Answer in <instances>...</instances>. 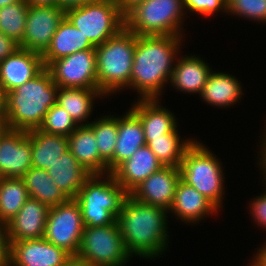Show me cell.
Masks as SVG:
<instances>
[{
  "instance_id": "cell-44",
  "label": "cell",
  "mask_w": 266,
  "mask_h": 266,
  "mask_svg": "<svg viewBox=\"0 0 266 266\" xmlns=\"http://www.w3.org/2000/svg\"><path fill=\"white\" fill-rule=\"evenodd\" d=\"M63 266H94L89 261L83 260L78 256H71Z\"/></svg>"
},
{
  "instance_id": "cell-8",
  "label": "cell",
  "mask_w": 266,
  "mask_h": 266,
  "mask_svg": "<svg viewBox=\"0 0 266 266\" xmlns=\"http://www.w3.org/2000/svg\"><path fill=\"white\" fill-rule=\"evenodd\" d=\"M65 17L94 46L103 44L125 28V17L115 3L89 1L65 11Z\"/></svg>"
},
{
  "instance_id": "cell-7",
  "label": "cell",
  "mask_w": 266,
  "mask_h": 266,
  "mask_svg": "<svg viewBox=\"0 0 266 266\" xmlns=\"http://www.w3.org/2000/svg\"><path fill=\"white\" fill-rule=\"evenodd\" d=\"M186 14L184 0H145L124 15L125 28L135 35L183 36Z\"/></svg>"
},
{
  "instance_id": "cell-47",
  "label": "cell",
  "mask_w": 266,
  "mask_h": 266,
  "mask_svg": "<svg viewBox=\"0 0 266 266\" xmlns=\"http://www.w3.org/2000/svg\"><path fill=\"white\" fill-rule=\"evenodd\" d=\"M91 1H105V2H111V3H115L116 5H119L120 0H91Z\"/></svg>"
},
{
  "instance_id": "cell-35",
  "label": "cell",
  "mask_w": 266,
  "mask_h": 266,
  "mask_svg": "<svg viewBox=\"0 0 266 266\" xmlns=\"http://www.w3.org/2000/svg\"><path fill=\"white\" fill-rule=\"evenodd\" d=\"M226 15L266 23V0H228Z\"/></svg>"
},
{
  "instance_id": "cell-28",
  "label": "cell",
  "mask_w": 266,
  "mask_h": 266,
  "mask_svg": "<svg viewBox=\"0 0 266 266\" xmlns=\"http://www.w3.org/2000/svg\"><path fill=\"white\" fill-rule=\"evenodd\" d=\"M31 136L32 167L47 170L69 150L68 137L49 134L38 129L28 131Z\"/></svg>"
},
{
  "instance_id": "cell-45",
  "label": "cell",
  "mask_w": 266,
  "mask_h": 266,
  "mask_svg": "<svg viewBox=\"0 0 266 266\" xmlns=\"http://www.w3.org/2000/svg\"><path fill=\"white\" fill-rule=\"evenodd\" d=\"M28 5L33 6H53L56 5L57 0H25Z\"/></svg>"
},
{
  "instance_id": "cell-30",
  "label": "cell",
  "mask_w": 266,
  "mask_h": 266,
  "mask_svg": "<svg viewBox=\"0 0 266 266\" xmlns=\"http://www.w3.org/2000/svg\"><path fill=\"white\" fill-rule=\"evenodd\" d=\"M177 127L172 133L163 134L162 137L152 138L146 145L155 154L163 166L180 167L187 148L195 138H180Z\"/></svg>"
},
{
  "instance_id": "cell-46",
  "label": "cell",
  "mask_w": 266,
  "mask_h": 266,
  "mask_svg": "<svg viewBox=\"0 0 266 266\" xmlns=\"http://www.w3.org/2000/svg\"><path fill=\"white\" fill-rule=\"evenodd\" d=\"M24 1L25 0H0V8L9 4L24 2Z\"/></svg>"
},
{
  "instance_id": "cell-6",
  "label": "cell",
  "mask_w": 266,
  "mask_h": 266,
  "mask_svg": "<svg viewBox=\"0 0 266 266\" xmlns=\"http://www.w3.org/2000/svg\"><path fill=\"white\" fill-rule=\"evenodd\" d=\"M196 139L185 151L179 167L181 180L194 187L220 211L225 195V173L221 159Z\"/></svg>"
},
{
  "instance_id": "cell-20",
  "label": "cell",
  "mask_w": 266,
  "mask_h": 266,
  "mask_svg": "<svg viewBox=\"0 0 266 266\" xmlns=\"http://www.w3.org/2000/svg\"><path fill=\"white\" fill-rule=\"evenodd\" d=\"M211 72L212 66L199 55L179 54L169 86L172 85L177 92L200 96Z\"/></svg>"
},
{
  "instance_id": "cell-19",
  "label": "cell",
  "mask_w": 266,
  "mask_h": 266,
  "mask_svg": "<svg viewBox=\"0 0 266 266\" xmlns=\"http://www.w3.org/2000/svg\"><path fill=\"white\" fill-rule=\"evenodd\" d=\"M160 100V101H159ZM161 98L134 100L129 107L141 120L146 144L152 138L172 133L178 126V119L171 110L161 103ZM178 125V126H177Z\"/></svg>"
},
{
  "instance_id": "cell-50",
  "label": "cell",
  "mask_w": 266,
  "mask_h": 266,
  "mask_svg": "<svg viewBox=\"0 0 266 266\" xmlns=\"http://www.w3.org/2000/svg\"><path fill=\"white\" fill-rule=\"evenodd\" d=\"M251 263V264H250ZM247 266H255L252 262H249Z\"/></svg>"
},
{
  "instance_id": "cell-48",
  "label": "cell",
  "mask_w": 266,
  "mask_h": 266,
  "mask_svg": "<svg viewBox=\"0 0 266 266\" xmlns=\"http://www.w3.org/2000/svg\"><path fill=\"white\" fill-rule=\"evenodd\" d=\"M0 266H7V261H5L1 256H0Z\"/></svg>"
},
{
  "instance_id": "cell-36",
  "label": "cell",
  "mask_w": 266,
  "mask_h": 266,
  "mask_svg": "<svg viewBox=\"0 0 266 266\" xmlns=\"http://www.w3.org/2000/svg\"><path fill=\"white\" fill-rule=\"evenodd\" d=\"M227 7L228 0H184L186 13L190 12V15L196 13L204 18L217 15L218 12L226 15Z\"/></svg>"
},
{
  "instance_id": "cell-31",
  "label": "cell",
  "mask_w": 266,
  "mask_h": 266,
  "mask_svg": "<svg viewBox=\"0 0 266 266\" xmlns=\"http://www.w3.org/2000/svg\"><path fill=\"white\" fill-rule=\"evenodd\" d=\"M93 120L88 126L94 132L100 157L107 163V174L112 173L113 154L118 134V116L108 114Z\"/></svg>"
},
{
  "instance_id": "cell-17",
  "label": "cell",
  "mask_w": 266,
  "mask_h": 266,
  "mask_svg": "<svg viewBox=\"0 0 266 266\" xmlns=\"http://www.w3.org/2000/svg\"><path fill=\"white\" fill-rule=\"evenodd\" d=\"M49 207L29 197L19 212L6 223L8 243L44 238Z\"/></svg>"
},
{
  "instance_id": "cell-34",
  "label": "cell",
  "mask_w": 266,
  "mask_h": 266,
  "mask_svg": "<svg viewBox=\"0 0 266 266\" xmlns=\"http://www.w3.org/2000/svg\"><path fill=\"white\" fill-rule=\"evenodd\" d=\"M78 126L79 125L69 113L56 103L45 114L38 130L49 134L68 137Z\"/></svg>"
},
{
  "instance_id": "cell-1",
  "label": "cell",
  "mask_w": 266,
  "mask_h": 266,
  "mask_svg": "<svg viewBox=\"0 0 266 266\" xmlns=\"http://www.w3.org/2000/svg\"><path fill=\"white\" fill-rule=\"evenodd\" d=\"M184 40V36L136 35L128 89L137 91L138 99L161 98Z\"/></svg>"
},
{
  "instance_id": "cell-3",
  "label": "cell",
  "mask_w": 266,
  "mask_h": 266,
  "mask_svg": "<svg viewBox=\"0 0 266 266\" xmlns=\"http://www.w3.org/2000/svg\"><path fill=\"white\" fill-rule=\"evenodd\" d=\"M59 86L47 67L23 85L5 94L6 127L12 130L38 129L48 110L57 103Z\"/></svg>"
},
{
  "instance_id": "cell-4",
  "label": "cell",
  "mask_w": 266,
  "mask_h": 266,
  "mask_svg": "<svg viewBox=\"0 0 266 266\" xmlns=\"http://www.w3.org/2000/svg\"><path fill=\"white\" fill-rule=\"evenodd\" d=\"M135 46L136 35L126 28L95 46L98 88L106 98L130 87Z\"/></svg>"
},
{
  "instance_id": "cell-37",
  "label": "cell",
  "mask_w": 266,
  "mask_h": 266,
  "mask_svg": "<svg viewBox=\"0 0 266 266\" xmlns=\"http://www.w3.org/2000/svg\"><path fill=\"white\" fill-rule=\"evenodd\" d=\"M263 192V194H260L259 196H256V198H252L251 201H249V208L250 210L251 218L253 220V223L256 224L257 227L265 229L266 231V187Z\"/></svg>"
},
{
  "instance_id": "cell-25",
  "label": "cell",
  "mask_w": 266,
  "mask_h": 266,
  "mask_svg": "<svg viewBox=\"0 0 266 266\" xmlns=\"http://www.w3.org/2000/svg\"><path fill=\"white\" fill-rule=\"evenodd\" d=\"M55 184L68 198H75L92 175L68 150L47 169Z\"/></svg>"
},
{
  "instance_id": "cell-41",
  "label": "cell",
  "mask_w": 266,
  "mask_h": 266,
  "mask_svg": "<svg viewBox=\"0 0 266 266\" xmlns=\"http://www.w3.org/2000/svg\"><path fill=\"white\" fill-rule=\"evenodd\" d=\"M91 0H57L56 6L60 9L66 11L71 8L80 7L81 5L89 2Z\"/></svg>"
},
{
  "instance_id": "cell-9",
  "label": "cell",
  "mask_w": 266,
  "mask_h": 266,
  "mask_svg": "<svg viewBox=\"0 0 266 266\" xmlns=\"http://www.w3.org/2000/svg\"><path fill=\"white\" fill-rule=\"evenodd\" d=\"M77 256L94 266H127L132 259L117 223L84 227Z\"/></svg>"
},
{
  "instance_id": "cell-42",
  "label": "cell",
  "mask_w": 266,
  "mask_h": 266,
  "mask_svg": "<svg viewBox=\"0 0 266 266\" xmlns=\"http://www.w3.org/2000/svg\"><path fill=\"white\" fill-rule=\"evenodd\" d=\"M6 103L5 93L0 88V129H6Z\"/></svg>"
},
{
  "instance_id": "cell-26",
  "label": "cell",
  "mask_w": 266,
  "mask_h": 266,
  "mask_svg": "<svg viewBox=\"0 0 266 266\" xmlns=\"http://www.w3.org/2000/svg\"><path fill=\"white\" fill-rule=\"evenodd\" d=\"M69 150L91 174H107V163L100 157L93 130L88 125L78 126L68 136Z\"/></svg>"
},
{
  "instance_id": "cell-39",
  "label": "cell",
  "mask_w": 266,
  "mask_h": 266,
  "mask_svg": "<svg viewBox=\"0 0 266 266\" xmlns=\"http://www.w3.org/2000/svg\"><path fill=\"white\" fill-rule=\"evenodd\" d=\"M259 144H260V146L258 148L260 150L258 152L259 158H257L258 159L257 165H259L258 167H260L259 169H261L259 171H261V173L263 171V173L261 174V175H263L262 182H263V184L265 183L264 185L266 187V140L262 137Z\"/></svg>"
},
{
  "instance_id": "cell-29",
  "label": "cell",
  "mask_w": 266,
  "mask_h": 266,
  "mask_svg": "<svg viewBox=\"0 0 266 266\" xmlns=\"http://www.w3.org/2000/svg\"><path fill=\"white\" fill-rule=\"evenodd\" d=\"M21 179L29 197L39 200L49 208L69 199L55 184L47 170L31 167Z\"/></svg>"
},
{
  "instance_id": "cell-5",
  "label": "cell",
  "mask_w": 266,
  "mask_h": 266,
  "mask_svg": "<svg viewBox=\"0 0 266 266\" xmlns=\"http://www.w3.org/2000/svg\"><path fill=\"white\" fill-rule=\"evenodd\" d=\"M128 195L111 173L92 174L74 198L80 207L84 227L116 223Z\"/></svg>"
},
{
  "instance_id": "cell-16",
  "label": "cell",
  "mask_w": 266,
  "mask_h": 266,
  "mask_svg": "<svg viewBox=\"0 0 266 266\" xmlns=\"http://www.w3.org/2000/svg\"><path fill=\"white\" fill-rule=\"evenodd\" d=\"M43 68L42 54L19 48L0 62V88L6 94L35 77Z\"/></svg>"
},
{
  "instance_id": "cell-2",
  "label": "cell",
  "mask_w": 266,
  "mask_h": 266,
  "mask_svg": "<svg viewBox=\"0 0 266 266\" xmlns=\"http://www.w3.org/2000/svg\"><path fill=\"white\" fill-rule=\"evenodd\" d=\"M167 214L165 208L142 203L130 194L127 196L116 223L132 258L155 260L165 255L170 243Z\"/></svg>"
},
{
  "instance_id": "cell-33",
  "label": "cell",
  "mask_w": 266,
  "mask_h": 266,
  "mask_svg": "<svg viewBox=\"0 0 266 266\" xmlns=\"http://www.w3.org/2000/svg\"><path fill=\"white\" fill-rule=\"evenodd\" d=\"M28 7L24 1L0 8V32L17 43L22 41L25 32Z\"/></svg>"
},
{
  "instance_id": "cell-13",
  "label": "cell",
  "mask_w": 266,
  "mask_h": 266,
  "mask_svg": "<svg viewBox=\"0 0 266 266\" xmlns=\"http://www.w3.org/2000/svg\"><path fill=\"white\" fill-rule=\"evenodd\" d=\"M70 257L45 238L10 241L7 266H63Z\"/></svg>"
},
{
  "instance_id": "cell-10",
  "label": "cell",
  "mask_w": 266,
  "mask_h": 266,
  "mask_svg": "<svg viewBox=\"0 0 266 266\" xmlns=\"http://www.w3.org/2000/svg\"><path fill=\"white\" fill-rule=\"evenodd\" d=\"M84 230L80 207L74 198L49 208L44 238L71 256H77Z\"/></svg>"
},
{
  "instance_id": "cell-43",
  "label": "cell",
  "mask_w": 266,
  "mask_h": 266,
  "mask_svg": "<svg viewBox=\"0 0 266 266\" xmlns=\"http://www.w3.org/2000/svg\"><path fill=\"white\" fill-rule=\"evenodd\" d=\"M144 1L145 0H120L118 6L120 8V11L125 15L135 5Z\"/></svg>"
},
{
  "instance_id": "cell-21",
  "label": "cell",
  "mask_w": 266,
  "mask_h": 266,
  "mask_svg": "<svg viewBox=\"0 0 266 266\" xmlns=\"http://www.w3.org/2000/svg\"><path fill=\"white\" fill-rule=\"evenodd\" d=\"M163 165L145 144L125 162L121 163L111 174L117 183L129 194L151 174Z\"/></svg>"
},
{
  "instance_id": "cell-15",
  "label": "cell",
  "mask_w": 266,
  "mask_h": 266,
  "mask_svg": "<svg viewBox=\"0 0 266 266\" xmlns=\"http://www.w3.org/2000/svg\"><path fill=\"white\" fill-rule=\"evenodd\" d=\"M180 180L178 167L163 166L139 184L130 195L142 203L169 210Z\"/></svg>"
},
{
  "instance_id": "cell-49",
  "label": "cell",
  "mask_w": 266,
  "mask_h": 266,
  "mask_svg": "<svg viewBox=\"0 0 266 266\" xmlns=\"http://www.w3.org/2000/svg\"><path fill=\"white\" fill-rule=\"evenodd\" d=\"M265 126H266V125H265ZM262 133H264V134H262L261 137H263V138L266 140V127L264 128V132H262Z\"/></svg>"
},
{
  "instance_id": "cell-38",
  "label": "cell",
  "mask_w": 266,
  "mask_h": 266,
  "mask_svg": "<svg viewBox=\"0 0 266 266\" xmlns=\"http://www.w3.org/2000/svg\"><path fill=\"white\" fill-rule=\"evenodd\" d=\"M19 48V43L0 32V62Z\"/></svg>"
},
{
  "instance_id": "cell-11",
  "label": "cell",
  "mask_w": 266,
  "mask_h": 266,
  "mask_svg": "<svg viewBox=\"0 0 266 266\" xmlns=\"http://www.w3.org/2000/svg\"><path fill=\"white\" fill-rule=\"evenodd\" d=\"M47 69L59 87L99 89L95 49L78 51L57 59Z\"/></svg>"
},
{
  "instance_id": "cell-12",
  "label": "cell",
  "mask_w": 266,
  "mask_h": 266,
  "mask_svg": "<svg viewBox=\"0 0 266 266\" xmlns=\"http://www.w3.org/2000/svg\"><path fill=\"white\" fill-rule=\"evenodd\" d=\"M64 18L65 11L56 5H29L25 32L19 47L43 54Z\"/></svg>"
},
{
  "instance_id": "cell-24",
  "label": "cell",
  "mask_w": 266,
  "mask_h": 266,
  "mask_svg": "<svg viewBox=\"0 0 266 266\" xmlns=\"http://www.w3.org/2000/svg\"><path fill=\"white\" fill-rule=\"evenodd\" d=\"M125 114V115H124ZM118 115V134L113 154V171L146 144L140 118L129 108Z\"/></svg>"
},
{
  "instance_id": "cell-18",
  "label": "cell",
  "mask_w": 266,
  "mask_h": 266,
  "mask_svg": "<svg viewBox=\"0 0 266 266\" xmlns=\"http://www.w3.org/2000/svg\"><path fill=\"white\" fill-rule=\"evenodd\" d=\"M220 210L194 187L180 180L177 184L174 200L169 214L185 224L196 225L208 216L218 214Z\"/></svg>"
},
{
  "instance_id": "cell-40",
  "label": "cell",
  "mask_w": 266,
  "mask_h": 266,
  "mask_svg": "<svg viewBox=\"0 0 266 266\" xmlns=\"http://www.w3.org/2000/svg\"><path fill=\"white\" fill-rule=\"evenodd\" d=\"M9 243L7 238L6 223L0 219V256L7 261Z\"/></svg>"
},
{
  "instance_id": "cell-23",
  "label": "cell",
  "mask_w": 266,
  "mask_h": 266,
  "mask_svg": "<svg viewBox=\"0 0 266 266\" xmlns=\"http://www.w3.org/2000/svg\"><path fill=\"white\" fill-rule=\"evenodd\" d=\"M86 49H95V46L65 17L42 54L43 65L48 67L57 59Z\"/></svg>"
},
{
  "instance_id": "cell-14",
  "label": "cell",
  "mask_w": 266,
  "mask_h": 266,
  "mask_svg": "<svg viewBox=\"0 0 266 266\" xmlns=\"http://www.w3.org/2000/svg\"><path fill=\"white\" fill-rule=\"evenodd\" d=\"M31 167L28 131L6 128L0 134V178H22Z\"/></svg>"
},
{
  "instance_id": "cell-32",
  "label": "cell",
  "mask_w": 266,
  "mask_h": 266,
  "mask_svg": "<svg viewBox=\"0 0 266 266\" xmlns=\"http://www.w3.org/2000/svg\"><path fill=\"white\" fill-rule=\"evenodd\" d=\"M29 198L21 178H0V219L7 223Z\"/></svg>"
},
{
  "instance_id": "cell-27",
  "label": "cell",
  "mask_w": 266,
  "mask_h": 266,
  "mask_svg": "<svg viewBox=\"0 0 266 266\" xmlns=\"http://www.w3.org/2000/svg\"><path fill=\"white\" fill-rule=\"evenodd\" d=\"M104 97L106 99L99 89L59 87L57 104L64 108L79 126L89 125L92 122L88 119L93 114L94 102Z\"/></svg>"
},
{
  "instance_id": "cell-22",
  "label": "cell",
  "mask_w": 266,
  "mask_h": 266,
  "mask_svg": "<svg viewBox=\"0 0 266 266\" xmlns=\"http://www.w3.org/2000/svg\"><path fill=\"white\" fill-rule=\"evenodd\" d=\"M243 95V87L236 76L229 72L212 70L200 98L217 109H226L241 101Z\"/></svg>"
}]
</instances>
